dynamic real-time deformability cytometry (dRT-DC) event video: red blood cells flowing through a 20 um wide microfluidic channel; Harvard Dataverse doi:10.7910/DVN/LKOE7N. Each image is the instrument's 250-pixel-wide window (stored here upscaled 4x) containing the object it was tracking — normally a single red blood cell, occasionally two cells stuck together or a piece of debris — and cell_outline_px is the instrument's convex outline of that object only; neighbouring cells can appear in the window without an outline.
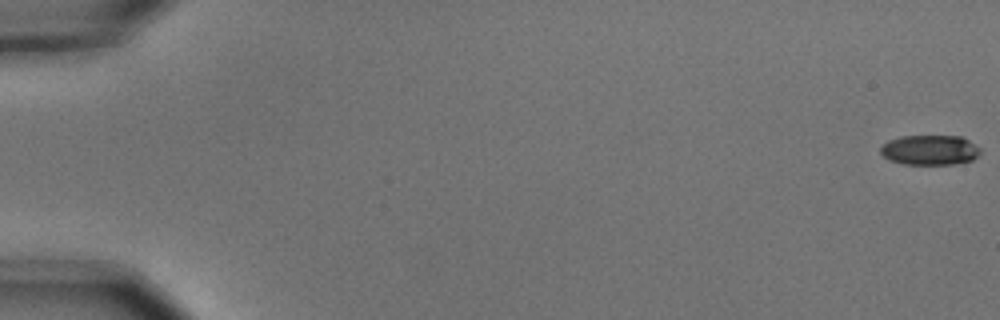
{"species": "common noctule bat (a hibernating species)", "species_latin": "Nyctalus noctula", "temperature_condition": "cold", "stored_images_in_passage": 5, "camera_frame_rate_fps": 3000, "um_per_image_px": 0.085, "animal": {"sex": "male", "body_mass_g": 15.6}, "frame": {"image": 1, "passage_image": 1, "time_ms": 0.0, "image_size_px": [1000, 320], "cell_outline_px": [[980, 152], [972, 160], [952, 164], [904, 164], [892, 160], [884, 156], [880, 152], [880, 148], [888, 140], [900, 136], [960, 136], [968, 140], [980, 148]], "centroid_in_image_um": [79.03, 12.74], "position_along_channel_um": 6.0, "area_um2": 17.22}}